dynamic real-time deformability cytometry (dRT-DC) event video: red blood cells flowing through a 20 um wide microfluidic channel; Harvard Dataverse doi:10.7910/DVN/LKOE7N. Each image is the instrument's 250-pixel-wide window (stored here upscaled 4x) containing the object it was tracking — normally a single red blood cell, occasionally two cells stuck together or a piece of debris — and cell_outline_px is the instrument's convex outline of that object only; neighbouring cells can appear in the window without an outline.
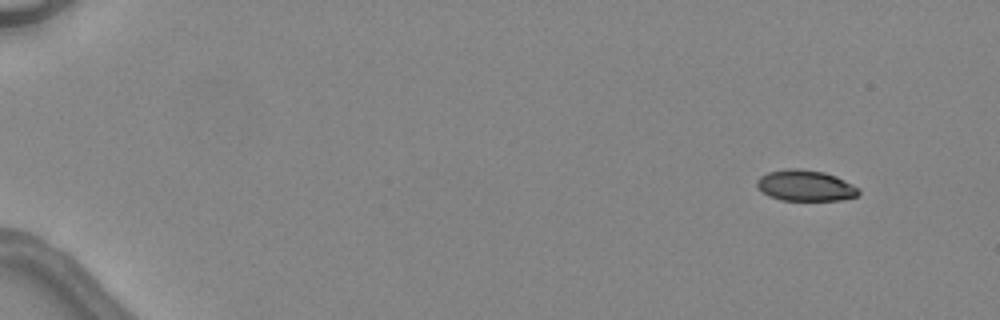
{"species": "common noctule bat (a hibernating species)", "species_latin": "Nyctalus noctula", "temperature_condition": "warm", "stored_images_in_passage": 3, "camera_frame_rate_fps": 3000, "um_per_image_px": 0.085, "animal": {"sex": "female", "body_mass_g": 24.6, "forearm_length_mm": 56.2}, "frame": {"image": 1, "passage_image": 1, "time_ms": 0.0, "image_size_px": [1000, 320], "cell_outline_px": [[860, 192], [856, 196], [840, 200], [780, 200], [768, 196], [756, 184], [756, 180], [760, 176], [768, 172], [788, 168], [800, 168], [824, 172], [836, 176], [860, 188]], "centroid_in_image_um": [68.46, 15.77], "position_along_channel_um": 16.5, "area_um2": 18.38}}